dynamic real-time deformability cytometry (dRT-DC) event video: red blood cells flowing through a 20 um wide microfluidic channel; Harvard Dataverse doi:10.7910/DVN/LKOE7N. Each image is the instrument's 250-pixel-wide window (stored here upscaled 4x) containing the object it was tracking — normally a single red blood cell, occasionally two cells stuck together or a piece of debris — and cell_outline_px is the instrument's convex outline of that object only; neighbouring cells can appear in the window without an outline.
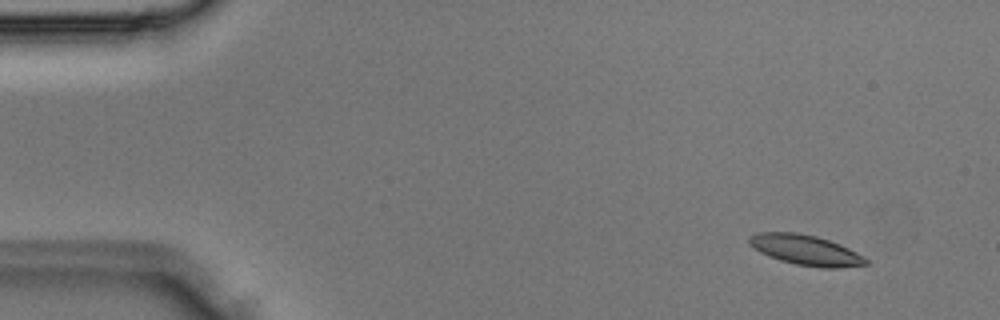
{"species": "Egyptian fruit bat (a non-hibernating species)", "species_latin": "Rousettus aegyptiacus", "temperature_condition": "room temperature", "stored_images_in_passage": 3, "camera_frame_rate_fps": 3000, "um_per_image_px": 0.085, "animal": {"sex": "male"}, "frame": {"image": 1, "passage_image": 1, "time_ms": 0.0, "image_size_px": [1000, 320], "cell_outline_px": [[868, 264], [836, 268], [820, 268], [796, 264], [780, 260], [768, 256], [760, 252], [748, 244], [748, 236], [760, 232], [796, 232], [816, 236], [840, 244], [864, 256], [868, 260]], "centroid_in_image_um": [68.46, 21.25], "position_along_channel_um": 16.5, "area_um2": 20.58}}